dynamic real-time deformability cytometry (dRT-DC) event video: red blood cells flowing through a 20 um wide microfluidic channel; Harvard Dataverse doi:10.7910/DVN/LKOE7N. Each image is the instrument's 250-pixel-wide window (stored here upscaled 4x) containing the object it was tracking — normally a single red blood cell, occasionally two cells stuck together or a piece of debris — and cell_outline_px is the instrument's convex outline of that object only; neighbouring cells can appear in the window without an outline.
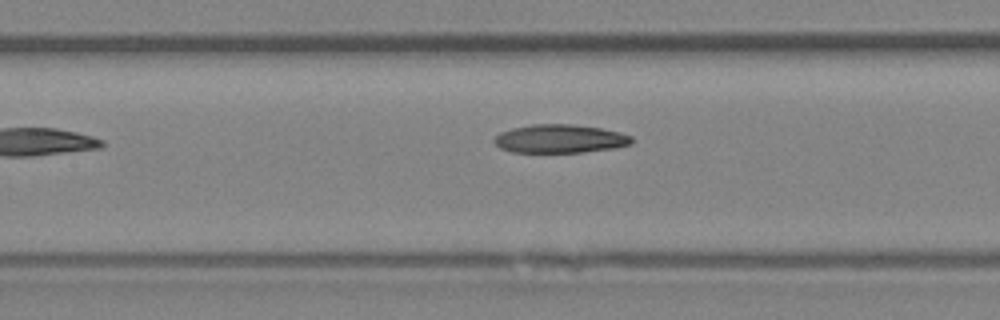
{"species": "Egyptian fruit bat (a non-hibernating species)", "species_latin": "Rousettus aegyptiacus", "temperature_condition": "room temperature", "stored_images_in_passage": 6, "camera_frame_rate_fps": 3000, "um_per_image_px": 0.085, "animal": {"sex": "female"}, "frame": {"image": 1, "passage_image": 6, "time_ms": 6.667, "image_size_px": [1000, 320], "cell_outline_px": [[632, 144], [616, 148], [584, 152], [512, 152], [500, 148], [492, 140], [500, 132], [512, 128], [532, 124], [572, 124], [600, 128], [620, 132], [632, 136]], "centroid_in_image_um": [47.6, 11.79], "position_along_channel_um": 159.8, "area_um2": 22.89}}